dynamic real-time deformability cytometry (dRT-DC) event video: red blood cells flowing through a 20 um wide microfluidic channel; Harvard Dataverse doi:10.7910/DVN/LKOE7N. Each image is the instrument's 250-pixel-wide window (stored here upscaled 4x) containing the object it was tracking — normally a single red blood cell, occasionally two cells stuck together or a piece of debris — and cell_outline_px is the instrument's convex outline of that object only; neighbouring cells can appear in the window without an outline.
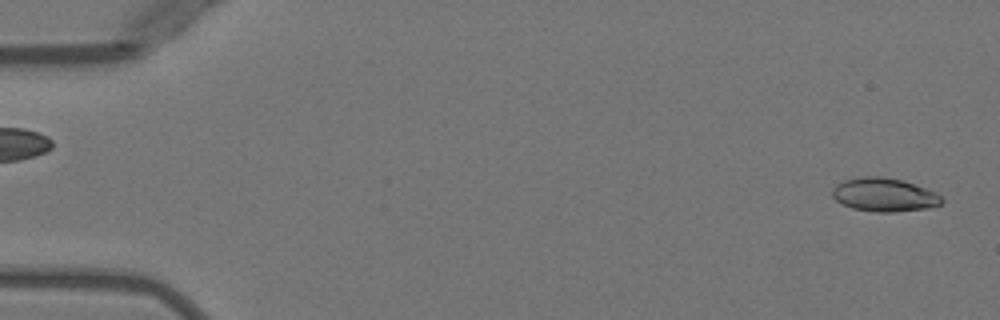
{"species": "Egyptian fruit bat (a non-hibernating species)", "species_latin": "Rousettus aegyptiacus", "temperature_condition": "warm", "stored_images_in_passage": 4, "segment_of_instrument_passage": [2, 2], "camera_frame_rate_fps": 3000, "um_per_image_px": 0.085, "animal": {"sex": "female"}, "frame": {"image": 1, "passage_image": 4, "time_ms": 4.667, "image_size_px": [1000, 320], "cell_outline_px": [[944, 200], [940, 204], [928, 208], [892, 212], [876, 212], [852, 208], [836, 200], [832, 196], [832, 188], [836, 184], [844, 180], [864, 176], [880, 176], [904, 180], [936, 192]], "centroid_in_image_um": [75.15, 16.55], "position_along_channel_um": 9.8, "area_um2": 21.39}}